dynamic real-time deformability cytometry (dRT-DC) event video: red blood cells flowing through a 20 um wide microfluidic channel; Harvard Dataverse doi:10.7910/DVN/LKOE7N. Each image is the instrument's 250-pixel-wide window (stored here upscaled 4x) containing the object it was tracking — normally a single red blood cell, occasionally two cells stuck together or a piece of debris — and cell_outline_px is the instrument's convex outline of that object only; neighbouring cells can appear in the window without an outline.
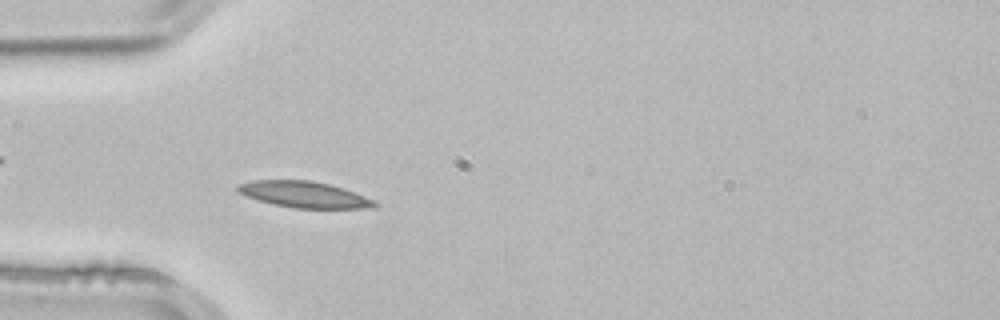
{"species": "common noctule bat (a hibernating species)", "species_latin": "Nyctalus noctula", "temperature_condition": "room temperature", "stored_images_in_passage": 2, "camera_frame_rate_fps": 3000, "um_per_image_px": 0.085, "animal": {"sex": "male", "body_mass_g": 21.5, "forearm_length_mm": 52.0}, "frame": {"image": 1, "passage_image": 2, "time_ms": 0.333, "image_size_px": [1000, 320], "cell_outline_px": [[380, 204], [376, 208], [292, 208], [272, 204], [236, 192], [236, 184], [252, 180], [312, 180], [344, 188], [376, 200]], "centroid_in_image_um": [25.88, 16.53], "position_along_channel_um": 59.1, "area_um2": 21.15}}